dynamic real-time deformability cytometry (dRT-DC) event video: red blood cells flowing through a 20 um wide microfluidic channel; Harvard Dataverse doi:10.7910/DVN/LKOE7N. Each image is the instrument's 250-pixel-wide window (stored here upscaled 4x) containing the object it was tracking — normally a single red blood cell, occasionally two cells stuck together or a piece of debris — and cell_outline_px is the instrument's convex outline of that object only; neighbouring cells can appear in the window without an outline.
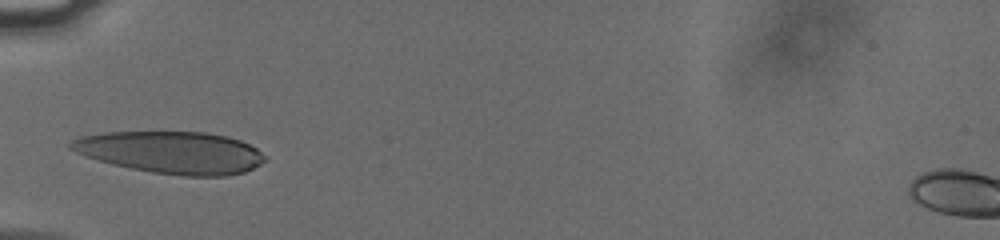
{"species": "human", "species_latin": "Homo sapiens", "temperature_condition": "cold", "stored_images_in_passage": 28, "camera_frame_rate_fps": 3000, "um_per_image_px": 0.085, "donor": {"sex": "male"}, "frame": {"image": 1, "passage_image": 1, "time_ms": 0.0, "image_size_px": [1000, 240], "cell_outline_px": [[268, 160], [244, 172], [224, 176], [184, 176], [152, 172], [112, 164], [76, 152], [68, 148], [68, 144], [72, 140], [80, 136], [104, 132], [204, 132], [228, 136], [240, 140], [256, 148], [268, 156]], "centroid_in_image_um": [14.59, 12.95], "position_along_channel_um": 70.4, "area_um2": 47.63}}
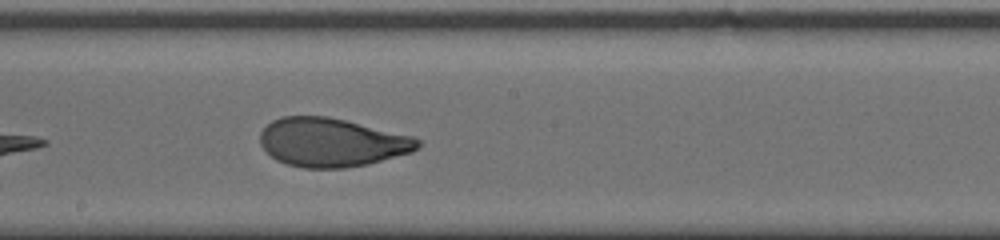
{"frame": {"image": 2, "passage_image": 13, "time_ms": 4.0, "image_size_px": [1000, 240], "cell_outline_px": [[420, 144], [412, 152], [368, 164], [344, 168], [304, 168], [284, 164], [276, 160], [260, 144], [260, 132], [272, 120], [284, 116], [328, 116], [412, 136], [420, 140]], "centroid_in_image_um": [28.17, 12.11], "position_along_channel_um": 220.0, "area_um2": 44.56}}
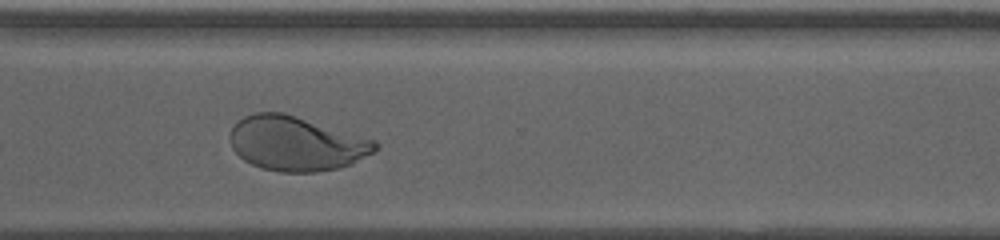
{"frame": {"image": 3, "passage_image": 23, "time_ms": 7.333, "image_size_px": [1000, 240], "cell_outline_px": [[380, 148], [376, 152], [352, 164], [340, 168], [316, 172], [280, 172], [260, 168], [244, 160], [232, 148], [228, 136], [232, 128], [244, 116], [256, 112], [280, 112], [376, 140], [380, 144]], "centroid_in_image_um": [25.21, 12.22], "position_along_channel_um": 345.4, "area_um2": 46.12}, "authors_computed_cell_mechanics": {"area_um2": 45.2574, "velocity_mm_per_s": 3.7742, "shape_relaxation_time_tau1_ms": 7.3934, "shape_relaxation_time_tau2_ms": 1.03, "deformation_change_tau1": 0.241, "deformation_change_tau2": 0.0652}}